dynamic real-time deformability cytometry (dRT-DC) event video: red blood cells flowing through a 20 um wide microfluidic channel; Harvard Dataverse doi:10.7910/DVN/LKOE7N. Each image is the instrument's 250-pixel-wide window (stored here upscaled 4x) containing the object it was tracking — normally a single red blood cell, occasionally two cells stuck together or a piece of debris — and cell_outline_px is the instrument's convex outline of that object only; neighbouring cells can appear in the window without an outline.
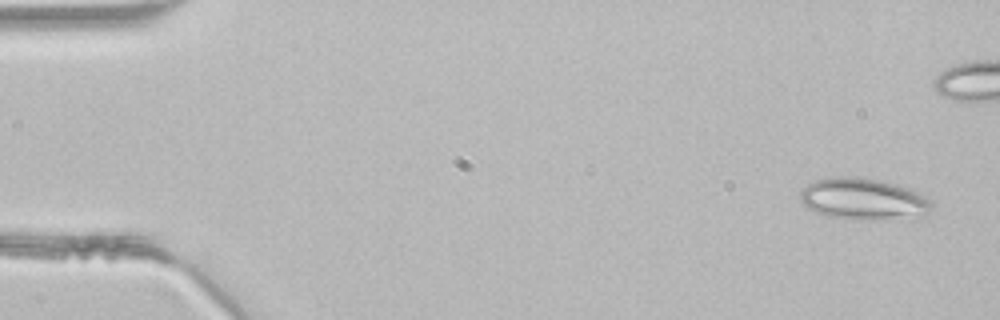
{"species": "common noctule bat (a hibernating species)", "species_latin": "Nyctalus noctula", "temperature_condition": "room temperature", "stored_images_in_passage": 12, "camera_frame_rate_fps": 3000, "um_per_image_px": 0.085, "animal": {"sex": "male", "body_mass_g": 21.5, "forearm_length_mm": 52.0}, "frame": {"image": 1, "passage_image": 1, "time_ms": 0.0, "image_size_px": [1000, 320], "cell_outline_px": [[932, 208], [920, 220], [828, 216], [816, 212], [808, 208], [800, 200], [800, 192], [808, 184], [816, 180], [836, 176], [856, 176], [880, 180], [896, 184], [908, 188], [928, 196], [932, 200]], "centroid_in_image_um": [73.48, 16.9], "position_along_channel_um": 11.5, "area_um2": 31.91}}